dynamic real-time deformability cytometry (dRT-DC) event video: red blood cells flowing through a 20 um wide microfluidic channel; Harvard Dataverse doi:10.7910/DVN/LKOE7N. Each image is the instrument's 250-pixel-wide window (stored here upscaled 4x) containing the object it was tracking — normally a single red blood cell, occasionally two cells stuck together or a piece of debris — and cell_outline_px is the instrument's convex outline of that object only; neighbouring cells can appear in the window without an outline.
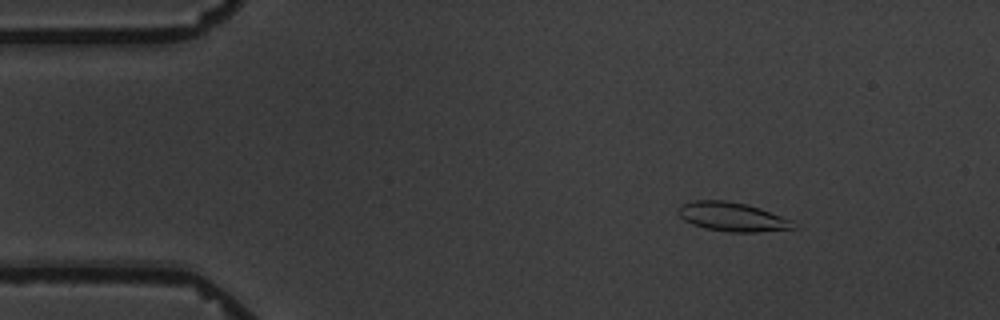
{"species": "common noctule bat (a hibernating species)", "species_latin": "Nyctalus noctula", "temperature_condition": "warm", "stored_images_in_passage": 6, "camera_frame_rate_fps": 3000, "um_per_image_px": 0.085, "animal": {"sex": "male", "body_mass_g": 19.5, "forearm_length_mm": 54.6}, "frame": {"image": 1, "passage_image": 1, "time_ms": 0.0, "image_size_px": [1000, 320], "cell_outline_px": [[796, 228], [756, 232], [728, 232], [704, 228], [692, 224], [684, 220], [680, 216], [680, 204], [692, 200], [724, 200], [748, 204], [760, 208], [792, 220]], "centroid_in_image_um": [62.23, 18.42], "position_along_channel_um": 22.8, "area_um2": 19.42}}
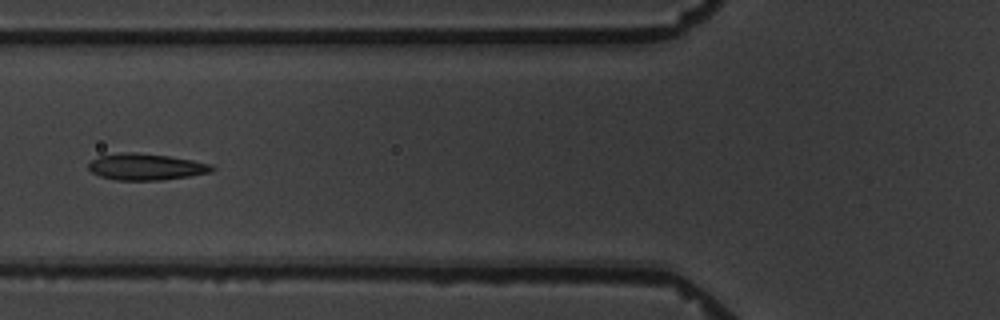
{"frame": {"image": 2, "passage_image": 5, "time_ms": 4.667, "image_size_px": [1000, 320], "cell_outline_px": [[216, 168], [212, 172], [164, 180], [116, 180], [100, 176], [92, 172], [88, 168], [88, 164], [92, 160], [100, 156], [120, 152], [136, 152], [168, 156], [192, 160], [212, 164]], "centroid_in_image_um": [12.42, 14.18], "position_along_channel_um": 113.4, "area_um2": 19.07}}
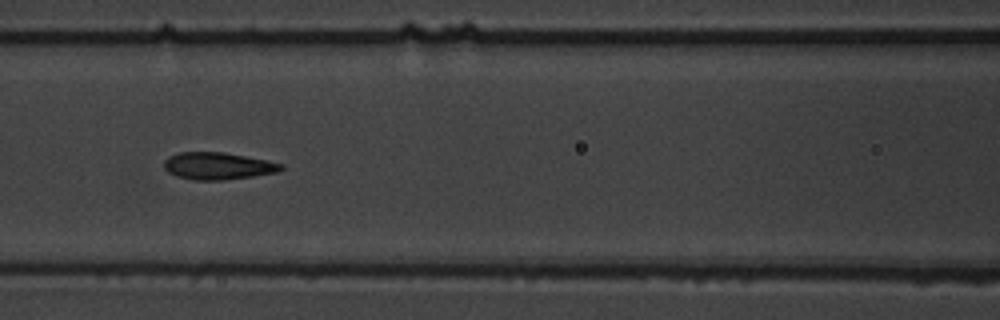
{"frame": {"image": 3, "passage_image": 6, "time_ms": 5.667, "image_size_px": [1000, 320], "cell_outline_px": [[284, 168], [276, 172], [252, 176], [224, 180], [196, 180], [176, 176], [168, 172], [164, 168], [164, 160], [168, 156], [180, 152], [224, 152], [268, 160], [284, 164]], "centroid_in_image_um": [18.51, 14.1], "position_along_channel_um": 148.1, "area_um2": 18.55}}